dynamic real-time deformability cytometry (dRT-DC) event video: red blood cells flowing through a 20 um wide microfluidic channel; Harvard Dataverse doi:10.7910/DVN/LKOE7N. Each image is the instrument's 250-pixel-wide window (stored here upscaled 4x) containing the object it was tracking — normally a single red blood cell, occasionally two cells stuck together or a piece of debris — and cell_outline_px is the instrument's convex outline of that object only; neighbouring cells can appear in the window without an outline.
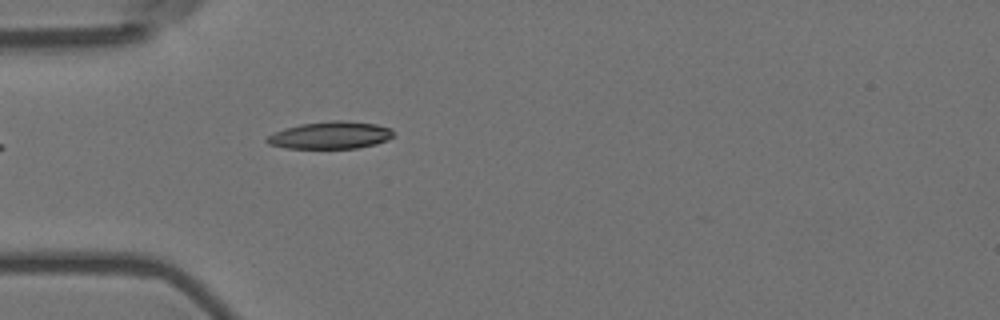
{"species": "Egyptian fruit bat (a non-hibernating species)", "species_latin": "Rousettus aegyptiacus", "temperature_condition": "room temperature", "stored_images_in_passage": 5, "camera_frame_rate_fps": 3000, "um_per_image_px": 0.085, "animal": {"sex": "female"}, "frame": {"image": 1, "passage_image": 5, "time_ms": 1.333, "image_size_px": [1000, 320], "cell_outline_px": [[392, 136], [388, 140], [376, 144], [356, 148], [284, 148], [268, 144], [264, 140], [268, 136], [284, 128], [300, 124], [332, 120], [344, 120], [376, 124], [392, 128]], "centroid_in_image_um": [28.08, 11.49], "position_along_channel_um": 56.9, "area_um2": 20.17}}